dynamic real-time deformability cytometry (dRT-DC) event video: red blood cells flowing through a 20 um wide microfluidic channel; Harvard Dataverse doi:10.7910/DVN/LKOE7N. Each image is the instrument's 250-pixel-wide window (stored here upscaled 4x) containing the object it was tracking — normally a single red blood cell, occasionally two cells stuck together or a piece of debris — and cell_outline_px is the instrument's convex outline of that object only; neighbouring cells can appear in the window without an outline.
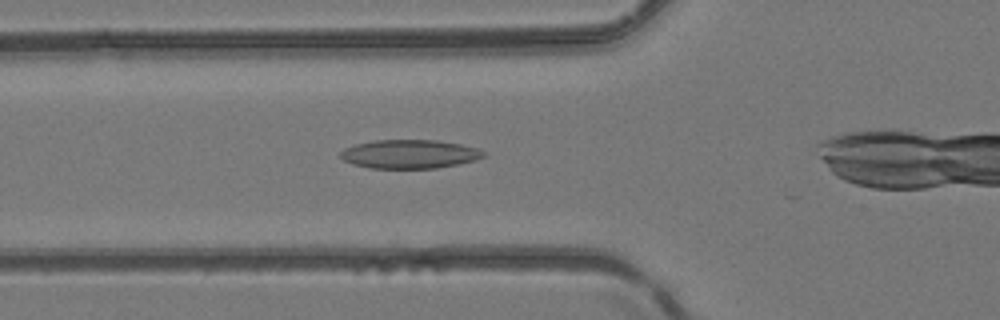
{"species": "common noctule bat (a hibernating species)", "species_latin": "Nyctalus noctula", "temperature_condition": "room temperature", "stored_images_in_passage": 7, "camera_frame_rate_fps": 3000, "um_per_image_px": 0.085, "animal": {"sex": "female", "body_mass_g": 24.6, "forearm_length_mm": 56.2}, "frame": {"image": 1, "passage_image": 6, "time_ms": 1.667, "image_size_px": [1000, 320], "cell_outline_px": [[484, 156], [476, 160], [436, 168], [368, 168], [352, 164], [344, 160], [340, 156], [340, 152], [344, 148], [356, 144], [376, 140], [436, 140], [460, 144], [476, 148], [484, 152]], "centroid_in_image_um": [34.78, 13.1], "position_along_channel_um": 91.0, "area_um2": 23.81}}